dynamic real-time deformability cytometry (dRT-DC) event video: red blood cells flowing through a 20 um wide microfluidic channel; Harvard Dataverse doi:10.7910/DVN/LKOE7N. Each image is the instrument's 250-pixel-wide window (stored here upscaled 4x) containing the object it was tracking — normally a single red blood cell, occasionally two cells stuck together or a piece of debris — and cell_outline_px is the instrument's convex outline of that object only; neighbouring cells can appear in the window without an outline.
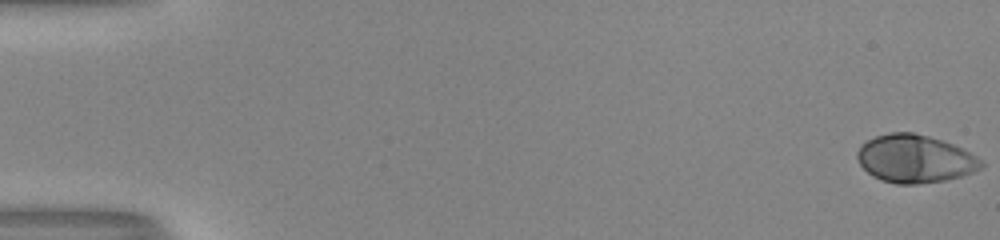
{"species": "human", "species_latin": "Homo sapiens", "temperature_condition": "room temperature", "stored_images_in_passage": 54, "camera_frame_rate_fps": 3000, "um_per_image_px": 0.085, "donor": {"sex": "male"}, "frame": {"image": 1, "passage_image": 1, "time_ms": 0.0, "image_size_px": [1000, 240], "cell_outline_px": [[984, 164], [980, 168], [972, 172], [960, 176], [944, 180], [916, 184], [896, 184], [880, 180], [872, 176], [860, 164], [856, 156], [856, 152], [868, 140], [876, 136], [888, 132], [912, 132], [928, 136], [952, 144], [984, 160]], "centroid_in_image_um": [77.75, 13.5], "position_along_channel_um": 7.2, "area_um2": 34.33}}
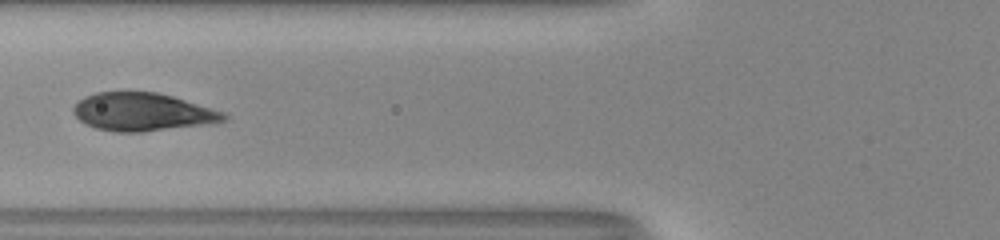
{"frame": {"image": 2, "passage_image": 23, "time_ms": 7.333, "image_size_px": [1000, 240], "cell_outline_px": [[228, 120], [216, 124], [144, 132], [116, 132], [96, 128], [84, 124], [72, 112], [72, 108], [84, 96], [96, 92], [160, 92], [224, 112], [228, 116]], "centroid_in_image_um": [12.16, 9.53], "position_along_channel_um": 113.6, "area_um2": 33.81}}
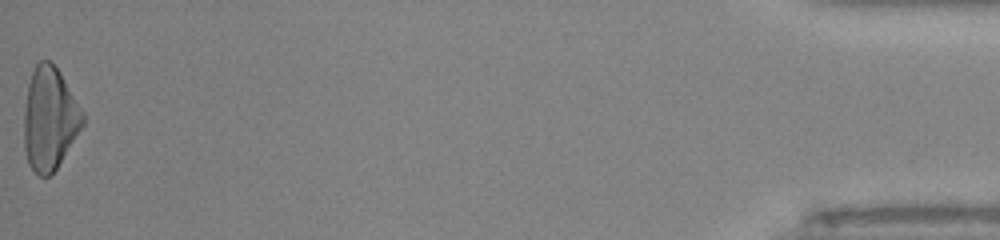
{"frame": {"image": 3, "passage_image": 54, "time_ms": 17.667, "image_size_px": [1000, 240], "cell_outline_px": [[84, 124], [56, 168], [48, 176], [40, 176], [28, 164], [24, 148], [24, 112], [28, 84], [32, 72], [36, 64], [40, 60], [48, 60], [60, 72], [84, 112]], "centroid_in_image_um": [4.21, 10.08], "position_along_channel_um": 431.0, "area_um2": 34.91}, "authors_computed_cell_mechanics": {"area_um2": 33.8419, "velocity_mm_per_s": 4.0133, "shape_relaxation_time_tau1_ms": 4.7597, "shape_relaxation_time_tau2_ms": null, "deformation_change_tau1": 0.2297, "deformation_change_tau2": null}}